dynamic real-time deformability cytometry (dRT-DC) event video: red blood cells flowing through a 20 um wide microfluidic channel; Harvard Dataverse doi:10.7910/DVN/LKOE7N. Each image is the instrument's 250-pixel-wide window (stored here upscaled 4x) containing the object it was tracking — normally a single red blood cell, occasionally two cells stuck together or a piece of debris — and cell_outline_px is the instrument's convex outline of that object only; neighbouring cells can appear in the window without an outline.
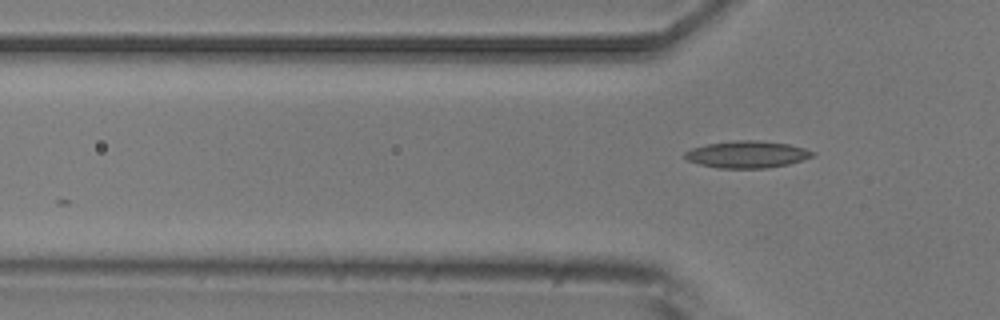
{"species": "common noctule bat (a hibernating species)", "species_latin": "Nyctalus noctula", "temperature_condition": "room temperature", "stored_images_in_passage": 5, "camera_frame_rate_fps": 3000, "um_per_image_px": 0.085, "animal": {"sex": "male", "body_mass_g": 20.5, "forearm_length_mm": 52.5}, "frame": {"image": 1, "passage_image": 5, "time_ms": 5.0, "image_size_px": [1000, 320], "cell_outline_px": [[816, 152], [812, 156], [788, 164], [768, 168], [720, 168], [700, 164], [688, 160], [684, 156], [684, 152], [692, 148], [708, 144], [736, 140], [760, 140], [788, 144], [804, 148]], "centroid_in_image_um": [63.5, 13.12], "position_along_channel_um": 62.3, "area_um2": 19.88}}